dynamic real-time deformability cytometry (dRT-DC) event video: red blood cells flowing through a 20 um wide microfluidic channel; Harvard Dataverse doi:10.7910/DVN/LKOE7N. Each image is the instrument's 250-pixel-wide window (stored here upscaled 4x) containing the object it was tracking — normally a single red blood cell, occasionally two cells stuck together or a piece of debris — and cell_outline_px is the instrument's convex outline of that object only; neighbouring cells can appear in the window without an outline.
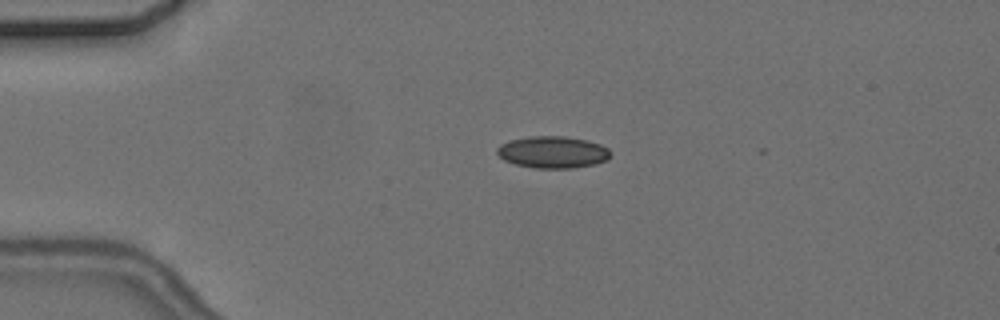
{"species": "common noctule bat (a hibernating species)", "species_latin": "Nyctalus noctula", "temperature_condition": "cold", "stored_images_in_passage": 3, "camera_frame_rate_fps": 3000, "um_per_image_px": 0.085, "animal": {"sex": "female", "body_mass_g": 24.6, "forearm_length_mm": 56.2}, "frame": {"image": 1, "passage_image": 2, "time_ms": 1.333, "image_size_px": [1000, 320], "cell_outline_px": [[612, 156], [608, 160], [596, 164], [572, 168], [536, 168], [516, 164], [504, 160], [496, 152], [496, 148], [500, 144], [508, 140], [528, 136], [564, 136], [588, 140], [600, 144], [608, 148], [612, 152]], "centroid_in_image_um": [47.01, 12.92], "position_along_channel_um": 38.0, "area_um2": 21.39}}